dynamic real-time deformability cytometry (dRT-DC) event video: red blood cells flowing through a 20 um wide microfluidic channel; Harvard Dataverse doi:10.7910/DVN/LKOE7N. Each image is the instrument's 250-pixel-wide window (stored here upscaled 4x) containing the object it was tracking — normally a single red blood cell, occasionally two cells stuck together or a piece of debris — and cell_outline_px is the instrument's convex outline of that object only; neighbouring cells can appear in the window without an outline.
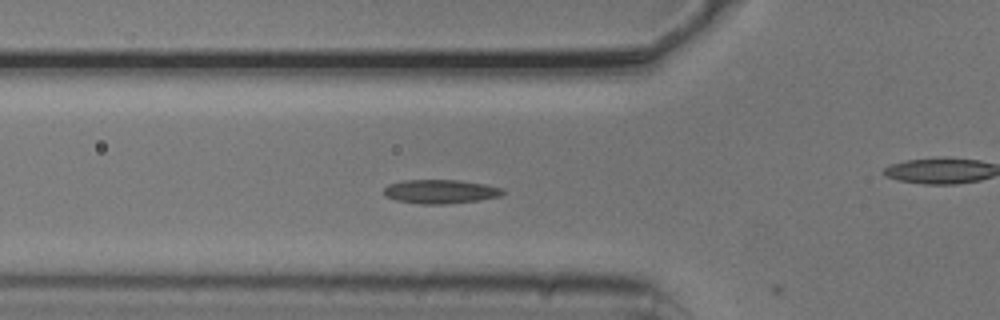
{"species": "common noctule bat (a hibernating species)", "species_latin": "Nyctalus noctula", "temperature_condition": "cold", "stored_images_in_passage": 20, "camera_frame_rate_fps": 3000, "um_per_image_px": 0.085, "animal": {"sex": "male", "body_mass_g": 20.5, "forearm_length_mm": 52.5}, "frame": {"image": 1, "passage_image": 19, "time_ms": 6.0, "image_size_px": [1000, 320], "cell_outline_px": [[508, 192], [500, 196], [480, 200], [448, 204], [420, 204], [396, 200], [384, 196], [384, 188], [388, 184], [404, 180], [460, 180], [484, 184], [504, 188]], "centroid_in_image_um": [37.47, 16.28], "position_along_channel_um": 88.3, "area_um2": 16.82}}